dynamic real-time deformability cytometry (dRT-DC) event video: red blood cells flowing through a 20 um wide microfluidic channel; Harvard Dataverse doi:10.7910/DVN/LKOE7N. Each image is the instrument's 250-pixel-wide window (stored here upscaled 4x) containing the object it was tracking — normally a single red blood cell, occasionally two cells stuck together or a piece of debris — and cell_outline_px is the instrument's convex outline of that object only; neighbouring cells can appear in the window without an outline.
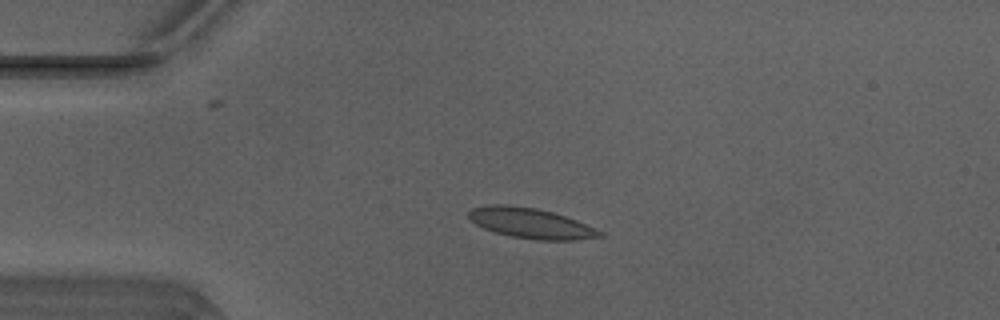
{"species": "Egyptian fruit bat (a non-hibernating species)", "species_latin": "Rousettus aegyptiacus", "temperature_condition": "warm", "stored_images_in_passage": 8, "camera_frame_rate_fps": 3000, "um_per_image_px": 0.085, "animal": {"sex": "male"}, "frame": {"image": 1, "passage_image": 1, "time_ms": 0.0, "image_size_px": [1000, 320], "cell_outline_px": [[604, 236], [576, 240], [540, 240], [512, 236], [496, 232], [484, 228], [476, 224], [468, 216], [468, 212], [472, 208], [488, 204], [508, 204], [536, 208], [552, 212], [576, 220], [604, 232]], "centroid_in_image_um": [45.12, 18.96], "position_along_channel_um": 39.9, "area_um2": 23.0}}
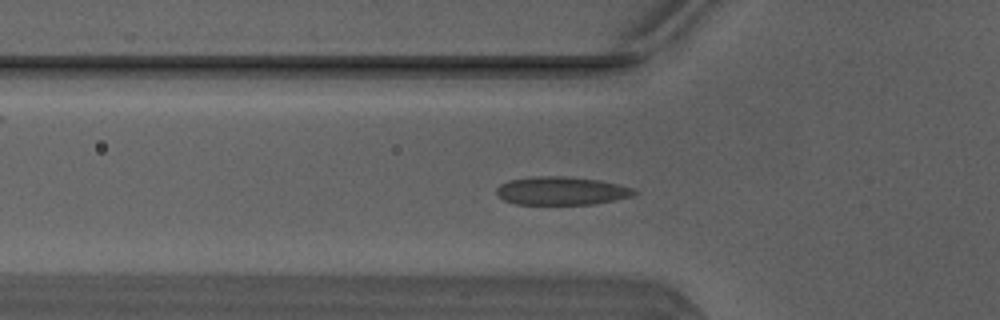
{"frame": {"image": 2, "passage_image": 6, "time_ms": 1.667, "image_size_px": [1000, 320], "cell_outline_px": [[640, 192], [632, 196], [596, 204], [516, 204], [504, 200], [496, 192], [496, 188], [500, 184], [508, 180], [536, 176], [564, 176], [600, 180], [620, 184], [636, 188]], "centroid_in_image_um": [47.78, 16.21], "position_along_channel_um": 78.0, "area_um2": 22.89}}